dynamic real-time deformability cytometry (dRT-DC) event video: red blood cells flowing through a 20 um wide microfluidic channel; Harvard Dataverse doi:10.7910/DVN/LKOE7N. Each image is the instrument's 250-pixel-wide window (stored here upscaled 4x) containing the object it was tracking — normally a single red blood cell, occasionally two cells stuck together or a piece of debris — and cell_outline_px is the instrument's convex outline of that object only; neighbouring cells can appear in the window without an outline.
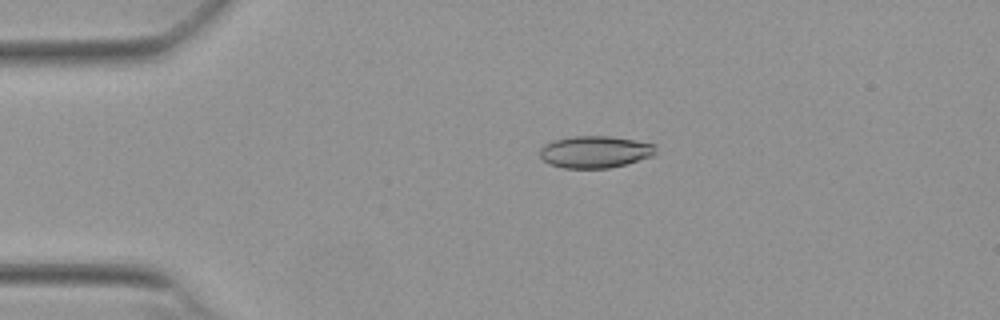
{"species": "Egyptian fruit bat (a non-hibernating species)", "species_latin": "Rousettus aegyptiacus", "temperature_condition": "warm", "stored_images_in_passage": 53, "camera_frame_rate_fps": 3000, "um_per_image_px": 0.085, "animal": {"sex": "female"}, "frame": {"image": 1, "passage_image": 11, "time_ms": 3.333, "image_size_px": [1000, 320], "cell_outline_px": [[656, 152], [652, 156], [624, 164], [608, 168], [560, 168], [548, 164], [540, 156], [540, 148], [544, 144], [556, 140], [572, 136], [608, 136], [656, 144]], "centroid_in_image_um": [50.55, 12.91], "position_along_channel_um": 34.5, "area_um2": 21.5}}
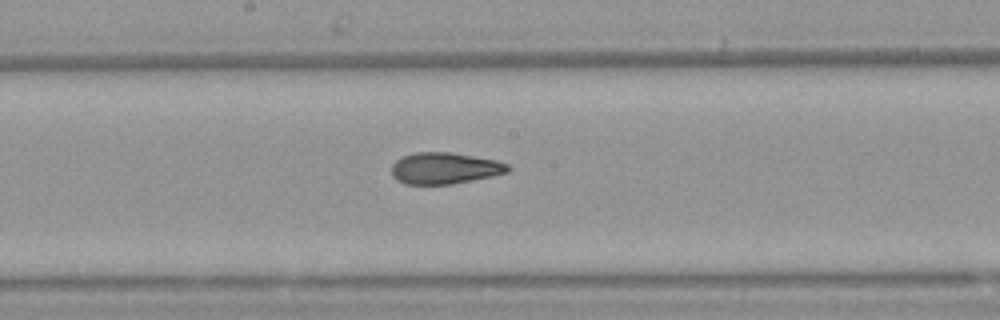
{"frame": {"image": 2, "passage_image": 28, "time_ms": 9.0, "image_size_px": [1000, 320], "cell_outline_px": [[512, 168], [508, 172], [492, 176], [452, 184], [404, 184], [396, 180], [392, 176], [392, 164], [396, 160], [404, 156], [416, 152], [448, 152], [496, 160], [508, 164]], "centroid_in_image_um": [37.79, 14.3], "position_along_channel_um": 210.4, "area_um2": 21.27}}
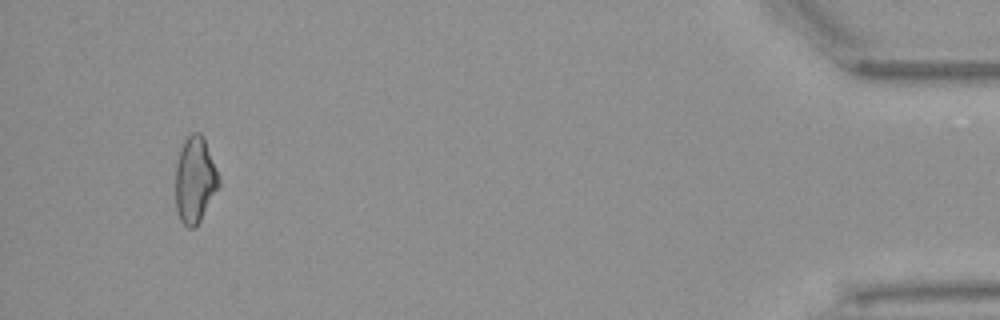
{"frame": {"image": 3, "passage_image": 50, "time_ms": 16.333, "image_size_px": [1000, 320], "cell_outline_px": [[220, 184], [200, 220], [192, 228], [188, 228], [180, 220], [176, 208], [176, 164], [180, 148], [184, 140], [192, 132], [200, 132], [204, 136], [216, 168], [220, 180]], "centroid_in_image_um": [16.56, 15.25], "position_along_channel_um": 418.6, "area_um2": 21.62}, "authors_computed_cell_mechanics": {"area_um2": 21.675, "velocity_mm_per_s": 3.8631, "shape_relaxation_time_tau1_ms": null, "shape_relaxation_time_tau2_ms": 2.4426, "deformation_change_tau1": null, "deformation_change_tau2": 0.1039}}